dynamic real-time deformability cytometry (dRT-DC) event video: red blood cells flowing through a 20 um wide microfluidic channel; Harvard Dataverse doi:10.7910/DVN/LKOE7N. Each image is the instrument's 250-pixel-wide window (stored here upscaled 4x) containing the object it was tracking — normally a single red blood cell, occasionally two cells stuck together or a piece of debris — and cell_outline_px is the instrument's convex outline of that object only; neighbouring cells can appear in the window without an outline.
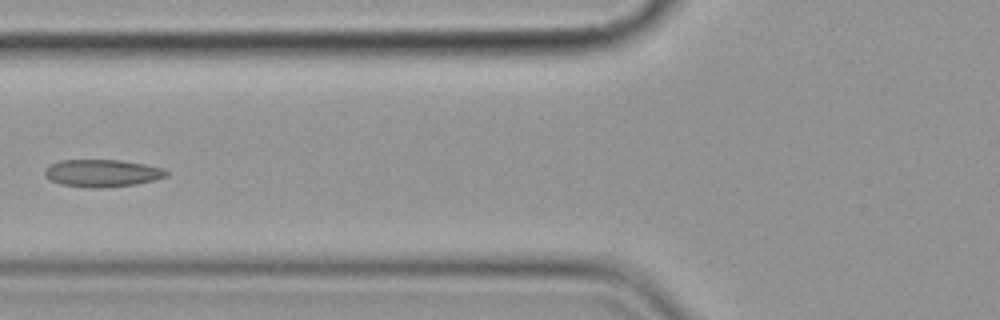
{"species": "common noctule bat (a hibernating species)", "species_latin": "Nyctalus noctula", "temperature_condition": "cold", "stored_images_in_passage": 6, "camera_frame_rate_fps": 3000, "um_per_image_px": 0.085, "animal": {"sex": "female", "body_mass_g": 19.9}, "frame": {"image": 1, "passage_image": 6, "time_ms": 6.667, "image_size_px": [1000, 320], "cell_outline_px": [[168, 176], [156, 180], [136, 184], [104, 188], [88, 188], [60, 184], [44, 176], [44, 168], [60, 160], [120, 160], [144, 164], [160, 168], [168, 172]], "centroid_in_image_um": [8.67, 14.73], "position_along_channel_um": 117.1, "area_um2": 19.48}}